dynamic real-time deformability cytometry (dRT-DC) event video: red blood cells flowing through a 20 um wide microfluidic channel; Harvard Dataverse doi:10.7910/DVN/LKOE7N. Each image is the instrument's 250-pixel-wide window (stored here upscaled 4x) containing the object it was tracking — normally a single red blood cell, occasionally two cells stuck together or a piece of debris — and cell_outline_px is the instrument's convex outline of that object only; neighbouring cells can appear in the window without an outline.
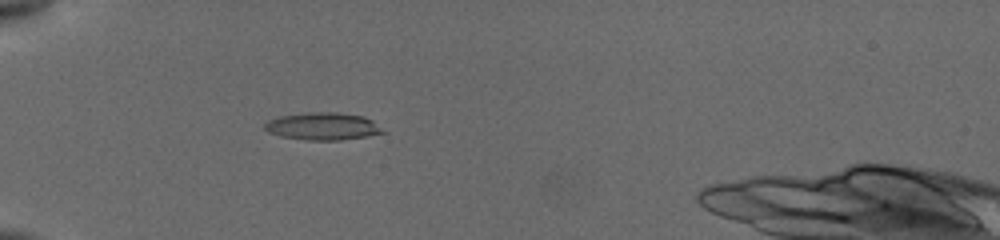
{"species": "common noctule bat (a hibernating species)", "species_latin": "Nyctalus noctula", "temperature_condition": "cold", "stored_images_in_passage": 4, "camera_frame_rate_fps": 3000, "um_per_image_px": 0.085, "animal": {"sex": "female", "body_mass_g": 19.5, "forearm_length_mm": 54.1}, "frame": {"image": 1, "passage_image": 1, "time_ms": 0.0, "image_size_px": [1000, 240], "cell_outline_px": [[388, 132], [368, 136], [340, 140], [308, 140], [280, 136], [268, 132], [264, 128], [264, 124], [268, 120], [280, 116], [308, 112], [336, 112], [364, 116], [372, 120]], "centroid_in_image_um": [27.46, 10.73], "position_along_channel_um": 57.5, "area_um2": 19.02}}
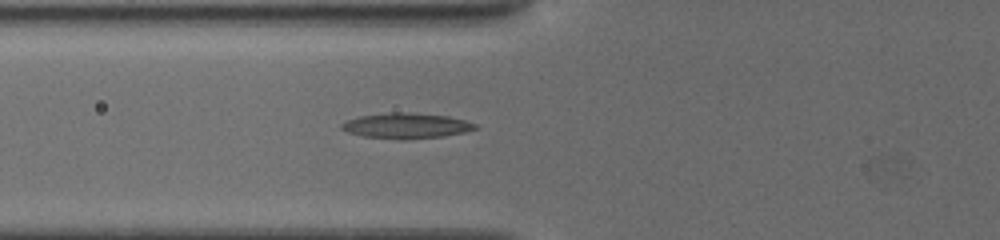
{"frame": {"image": 2, "passage_image": 3, "time_ms": 1.333, "image_size_px": [1000, 240], "cell_outline_px": [[476, 128], [464, 132], [444, 136], [364, 136], [348, 132], [340, 128], [340, 124], [348, 120], [360, 116], [388, 112], [408, 112], [448, 116], [464, 120], [476, 124]], "centroid_in_image_um": [34.52, 10.62], "position_along_channel_um": 91.3, "area_um2": 18.55}}